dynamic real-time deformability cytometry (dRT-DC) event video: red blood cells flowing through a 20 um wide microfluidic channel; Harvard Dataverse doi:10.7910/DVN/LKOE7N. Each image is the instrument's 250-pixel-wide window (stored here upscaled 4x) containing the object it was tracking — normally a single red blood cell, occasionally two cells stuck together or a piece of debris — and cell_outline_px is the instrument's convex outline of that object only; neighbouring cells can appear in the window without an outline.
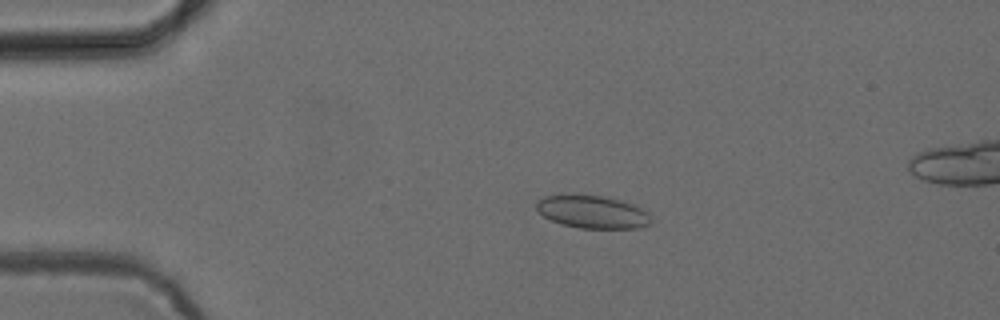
{"species": "common noctule bat (a hibernating species)", "species_latin": "Nyctalus noctula", "temperature_condition": "cold", "stored_images_in_passage": 54, "camera_frame_rate_fps": 3000, "um_per_image_px": 0.085, "animal": {"sex": "female", "body_mass_g": 24.6, "forearm_length_mm": 56.2}, "frame": {"image": 1, "passage_image": 12, "time_ms": 3.667, "image_size_px": [1000, 320], "cell_outline_px": [[652, 220], [648, 224], [640, 228], [580, 228], [560, 224], [544, 216], [536, 208], [536, 204], [544, 196], [568, 192], [604, 196], [624, 200], [648, 212]], "centroid_in_image_um": [50.34, 17.97], "position_along_channel_um": 34.7, "area_um2": 22.43}}
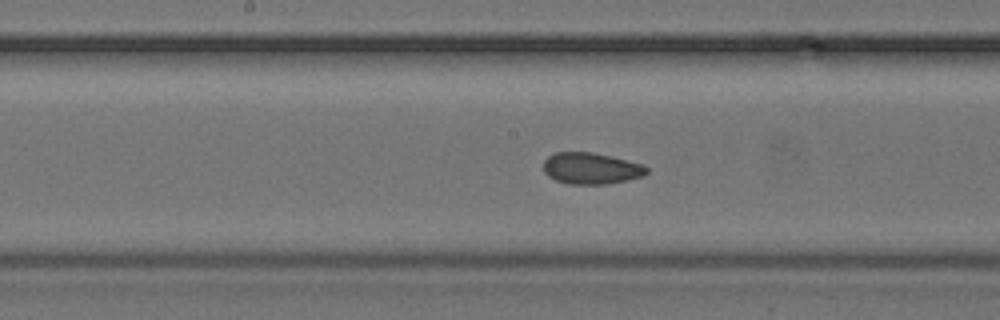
{"frame": {"image": 2, "passage_image": 28, "time_ms": 9.0, "image_size_px": [1000, 320], "cell_outline_px": [[648, 172], [644, 176], [628, 180], [604, 184], [568, 184], [556, 180], [548, 176], [544, 172], [544, 160], [552, 152], [592, 152], [612, 156], [644, 164], [648, 168]], "centroid_in_image_um": [50.26, 14.3], "position_along_channel_um": 197.9, "area_um2": 19.13}}
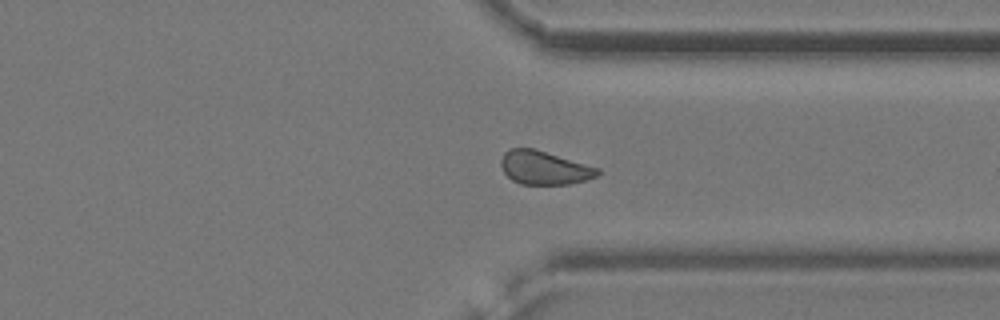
{"frame": {"image": 3, "passage_image": 41, "time_ms": 13.333, "image_size_px": [1000, 320], "cell_outline_px": [[600, 172], [596, 176], [584, 180], [568, 184], [520, 184], [512, 180], [504, 172], [500, 164], [500, 160], [504, 152], [508, 148], [532, 148], [600, 168]], "centroid_in_image_um": [46.22, 14.25], "position_along_channel_um": 365.2, "area_um2": 18.73}, "authors_computed_cell_mechanics": {"area_um2": 19.6231, "velocity_mm_per_s": 3.8601, "shape_relaxation_time_tau1_ms": null, "shape_relaxation_time_tau2_ms": 1.977, "deformation_change_tau1": null, "deformation_change_tau2": 0.0673}}